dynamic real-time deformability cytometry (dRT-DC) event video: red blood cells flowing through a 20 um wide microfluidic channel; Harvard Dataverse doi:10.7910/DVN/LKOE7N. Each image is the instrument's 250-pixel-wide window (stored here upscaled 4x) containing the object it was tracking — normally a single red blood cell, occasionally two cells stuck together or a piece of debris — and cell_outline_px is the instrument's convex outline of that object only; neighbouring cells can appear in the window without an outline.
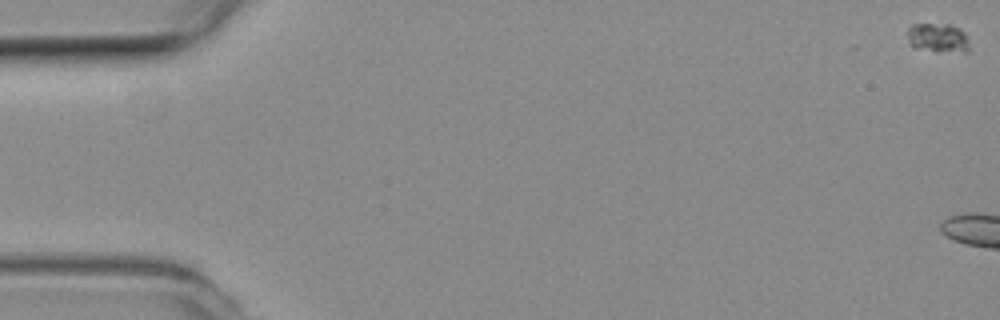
{"species": "common noctule bat (a hibernating species)", "species_latin": "Nyctalus noctula", "temperature_condition": "room temperature", "stored_images_in_passage": 5, "camera_frame_rate_fps": 3000, "um_per_image_px": 0.085, "animal": {"sex": "female", "body_mass_g": 19.3, "forearm_length_mm": 54.1}, "frame": {"image": 1, "passage_image": 1, "time_ms": 0.0, "image_size_px": [1000, 320], "cell_outline_px": [[968, 52], [936, 52], [912, 48], [908, 40], [908, 28], [912, 24], [948, 24], [960, 28], [964, 32], [968, 44]], "centroid_in_image_um": [79.7, 3.24], "position_along_channel_um": 5.3, "area_um2": 10.75}}